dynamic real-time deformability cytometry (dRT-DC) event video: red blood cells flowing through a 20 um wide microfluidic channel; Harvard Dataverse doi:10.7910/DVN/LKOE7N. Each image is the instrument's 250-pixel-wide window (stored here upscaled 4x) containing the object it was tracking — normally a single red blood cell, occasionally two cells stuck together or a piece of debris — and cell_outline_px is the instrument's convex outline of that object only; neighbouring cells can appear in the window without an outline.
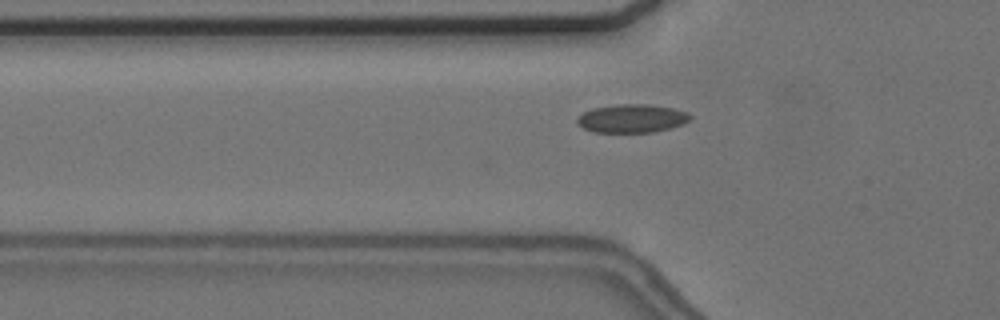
{"species": "common noctule bat (a hibernating species)", "species_latin": "Nyctalus noctula", "temperature_condition": "cold", "stored_images_in_passage": 37, "camera_frame_rate_fps": 3000, "um_per_image_px": 0.085, "animal": {"sex": "female", "body_mass_g": 24.6, "forearm_length_mm": 56.2}, "frame": {"image": 1, "passage_image": 6, "time_ms": 1.667, "image_size_px": [1000, 320], "cell_outline_px": [[692, 120], [684, 124], [652, 132], [592, 132], [576, 124], [576, 120], [584, 112], [592, 108], [620, 104], [648, 104], [672, 108], [688, 112], [692, 116]], "centroid_in_image_um": [53.73, 10.07], "position_along_channel_um": 72.1, "area_um2": 18.73}}
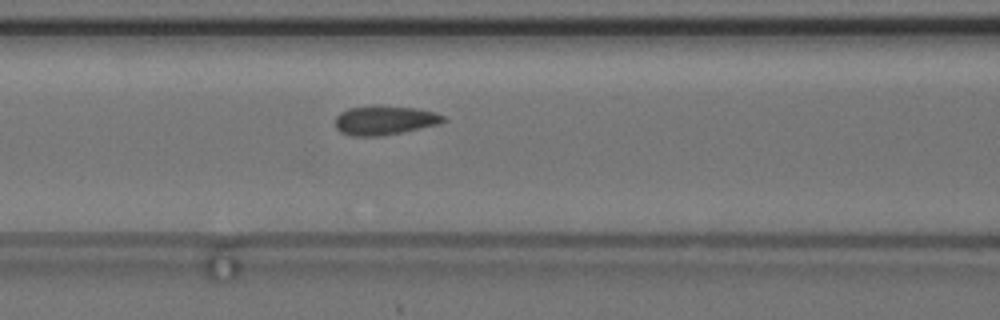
{"frame": {"image": 2, "passage_image": 11, "time_ms": 3.333, "image_size_px": [1000, 320], "cell_outline_px": [[448, 120], [440, 124], [380, 136], [352, 136], [340, 132], [336, 128], [336, 116], [340, 112], [348, 108], [416, 108], [432, 112], [444, 116]], "centroid_in_image_um": [32.69, 10.27], "position_along_channel_um": 133.9, "area_um2": 17.57}, "authors_computed_cell_mechanics": {"area_um2": 18.1492, "velocity_mm_per_s": 3.6461, "shape_relaxation_time_tau1_ms": 4.2594, "shape_relaxation_time_tau2_ms": null, "deformation_change_tau1": 0.0798, "deformation_change_tau2": null}}